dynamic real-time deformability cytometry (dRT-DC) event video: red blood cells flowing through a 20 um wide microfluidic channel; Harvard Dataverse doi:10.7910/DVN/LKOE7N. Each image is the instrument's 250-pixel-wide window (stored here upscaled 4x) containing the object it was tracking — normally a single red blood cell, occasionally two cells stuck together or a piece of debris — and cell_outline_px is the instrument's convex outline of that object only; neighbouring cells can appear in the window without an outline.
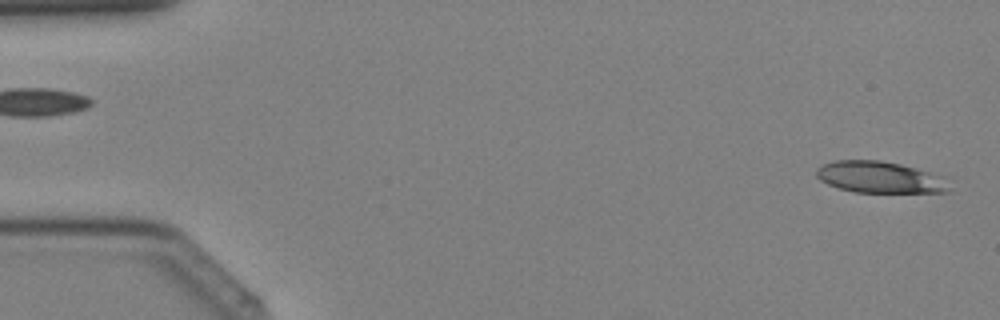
{"species": "Egyptian fruit bat (a non-hibernating species)", "species_latin": "Rousettus aegyptiacus", "temperature_condition": "cold", "stored_images_in_passage": 39, "camera_frame_rate_fps": 3000, "um_per_image_px": 0.085, "animal": {"sex": "female"}, "frame": {"image": 1, "passage_image": 1, "time_ms": 0.0, "image_size_px": [1000, 320], "cell_outline_px": [[952, 192], [856, 192], [840, 188], [828, 184], [820, 180], [816, 176], [816, 168], [824, 164], [836, 160], [880, 160], [900, 164], [944, 176], [952, 188]], "centroid_in_image_um": [74.83, 15.07], "position_along_channel_um": 10.2, "area_um2": 24.45}}
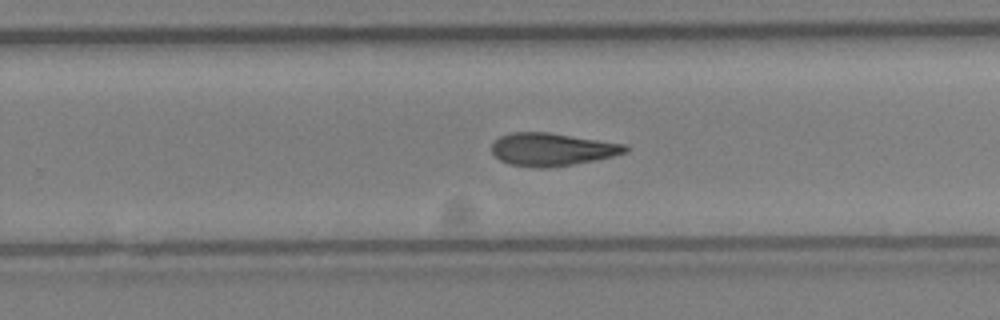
{"frame": {"image": 2, "passage_image": 25, "time_ms": 8.0, "image_size_px": [1000, 320], "cell_outline_px": [[628, 148], [624, 152], [612, 156], [572, 164], [548, 168], [532, 168], [508, 164], [500, 160], [492, 152], [492, 144], [500, 136], [512, 132], [548, 132], [628, 144]], "centroid_in_image_um": [46.89, 12.69], "position_along_channel_um": 282.9, "area_um2": 25.49}}
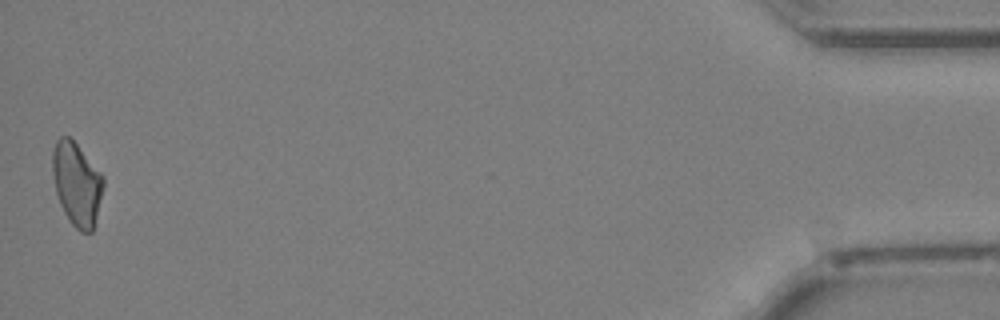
{"frame": {"image": 3, "passage_image": 39, "time_ms": 12.667, "image_size_px": [1000, 320], "cell_outline_px": [[104, 184], [92, 232], [80, 232], [68, 220], [60, 204], [56, 192], [52, 172], [52, 152], [56, 140], [60, 136], [68, 136], [76, 144], [104, 176]], "centroid_in_image_um": [6.51, 15.63], "position_along_channel_um": 428.7, "area_um2": 24.45}}